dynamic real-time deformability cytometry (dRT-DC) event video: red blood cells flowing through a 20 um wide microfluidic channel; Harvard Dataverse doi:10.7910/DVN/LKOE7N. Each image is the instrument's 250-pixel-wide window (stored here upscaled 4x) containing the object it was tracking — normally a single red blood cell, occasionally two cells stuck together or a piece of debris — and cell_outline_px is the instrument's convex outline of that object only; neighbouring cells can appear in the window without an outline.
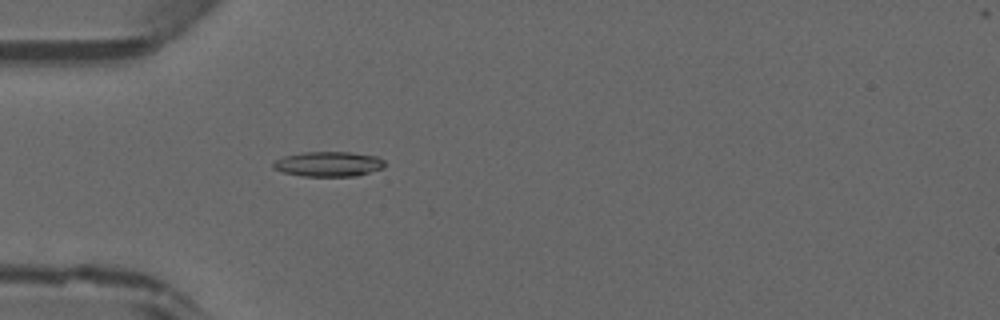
{"species": "common noctule bat (a hibernating species)", "species_latin": "Nyctalus noctula", "temperature_condition": "warm", "stored_images_in_passage": 47, "camera_frame_rate_fps": 3000, "um_per_image_px": 0.085, "animal": {"sex": "male", "forearm_length_mm": 52.5}, "frame": {"image": 1, "passage_image": 15, "time_ms": 4.667, "image_size_px": [1000, 320], "cell_outline_px": [[384, 168], [356, 176], [304, 176], [284, 172], [272, 168], [272, 164], [276, 160], [284, 156], [304, 152], [352, 152], [376, 156], [384, 160]], "centroid_in_image_um": [27.94, 13.94], "position_along_channel_um": 57.1, "area_um2": 16.18}}
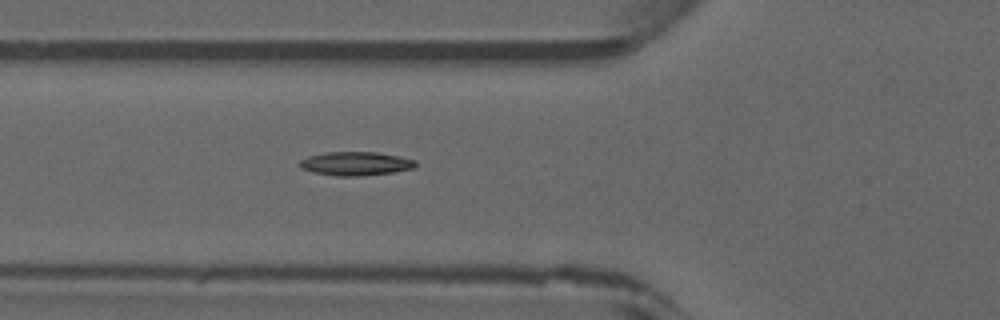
{"frame": {"image": 2, "passage_image": 18, "time_ms": 5.667, "image_size_px": [1000, 320], "cell_outline_px": [[416, 168], [392, 172], [360, 176], [336, 176], [316, 172], [300, 168], [300, 160], [308, 156], [324, 152], [376, 152], [400, 156], [416, 160]], "centroid_in_image_um": [30.26, 13.9], "position_along_channel_um": 95.5, "area_um2": 16.01}}
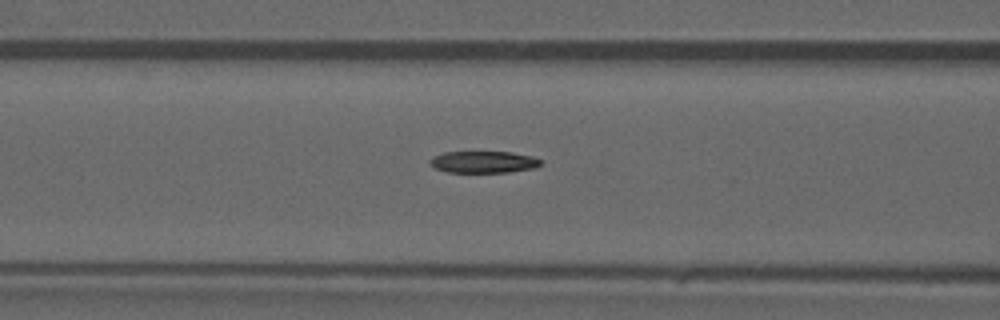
{"frame": {"image": 3, "passage_image": 20, "time_ms": 6.333, "image_size_px": [1000, 320], "cell_outline_px": [[544, 164], [536, 168], [508, 172], [448, 172], [436, 168], [428, 164], [428, 160], [432, 156], [444, 152], [512, 152], [532, 156], [544, 160]], "centroid_in_image_um": [41.14, 13.76], "position_along_channel_um": 125.5, "area_um2": 14.33}}